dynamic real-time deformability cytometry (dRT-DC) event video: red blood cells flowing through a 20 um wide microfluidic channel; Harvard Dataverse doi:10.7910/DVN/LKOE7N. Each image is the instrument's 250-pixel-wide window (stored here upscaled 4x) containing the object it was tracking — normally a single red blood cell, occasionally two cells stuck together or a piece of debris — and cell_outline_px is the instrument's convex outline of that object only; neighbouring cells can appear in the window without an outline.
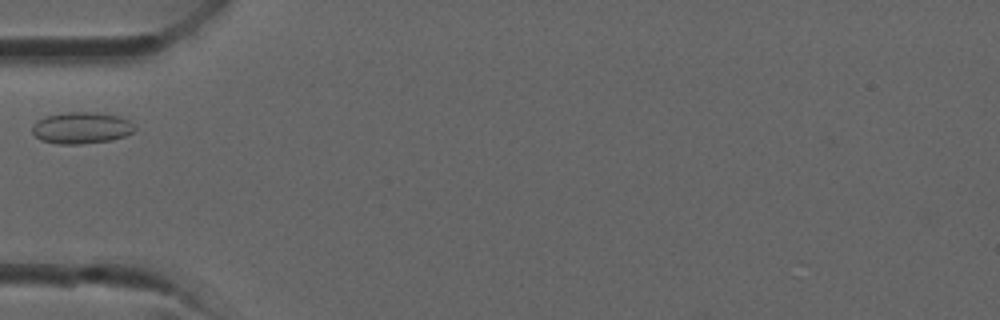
{"species": "common noctule bat (a hibernating species)", "species_latin": "Nyctalus noctula", "temperature_condition": "room temperature", "stored_images_in_passage": 24, "camera_frame_rate_fps": 3000, "um_per_image_px": 0.085, "animal": {"sex": "male", "forearm_length_mm": 52.5}, "frame": {"image": 1, "passage_image": 1, "time_ms": 0.0, "image_size_px": [1000, 320], "cell_outline_px": [[136, 128], [132, 132], [124, 136], [108, 140], [80, 144], [60, 144], [40, 140], [32, 132], [32, 128], [36, 120], [44, 116], [68, 112], [96, 112], [120, 116], [128, 120]], "centroid_in_image_um": [6.89, 10.86], "position_along_channel_um": 78.1, "area_um2": 18.79}}
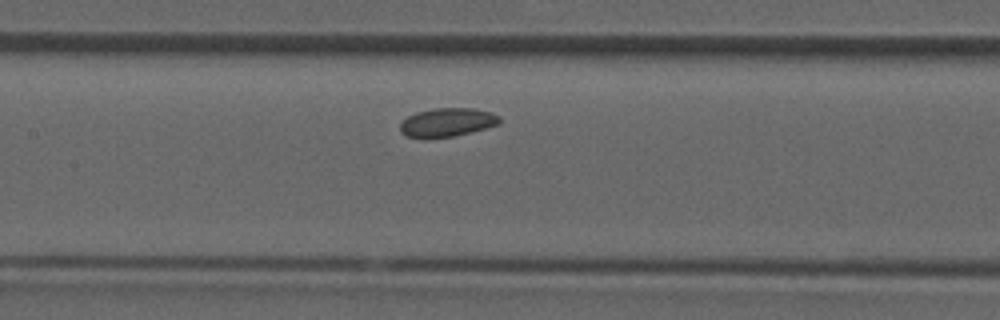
{"frame": {"image": 2, "passage_image": 6, "time_ms": 1.667, "image_size_px": [1000, 320], "cell_outline_px": [[500, 124], [452, 136], [408, 136], [400, 132], [400, 124], [408, 116], [416, 112], [432, 108], [472, 108], [492, 112], [500, 116]], "centroid_in_image_um": [38.04, 10.36], "position_along_channel_um": 169.4, "area_um2": 16.13}}
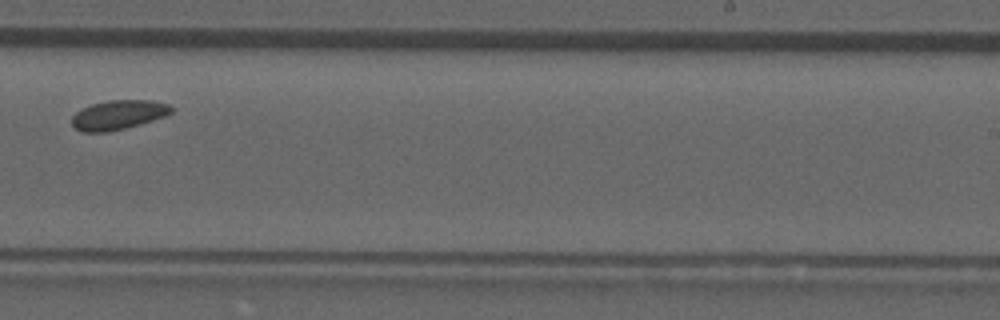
{"frame": {"image": 3, "passage_image": 12, "time_ms": 3.667, "image_size_px": [1000, 320], "cell_outline_px": [[172, 112], [164, 116], [140, 124], [108, 132], [80, 132], [72, 124], [72, 116], [76, 112], [92, 104], [108, 100], [148, 100], [168, 104], [172, 108]], "centroid_in_image_um": [10.03, 9.77], "position_along_channel_um": 279.0, "area_um2": 16.82}}